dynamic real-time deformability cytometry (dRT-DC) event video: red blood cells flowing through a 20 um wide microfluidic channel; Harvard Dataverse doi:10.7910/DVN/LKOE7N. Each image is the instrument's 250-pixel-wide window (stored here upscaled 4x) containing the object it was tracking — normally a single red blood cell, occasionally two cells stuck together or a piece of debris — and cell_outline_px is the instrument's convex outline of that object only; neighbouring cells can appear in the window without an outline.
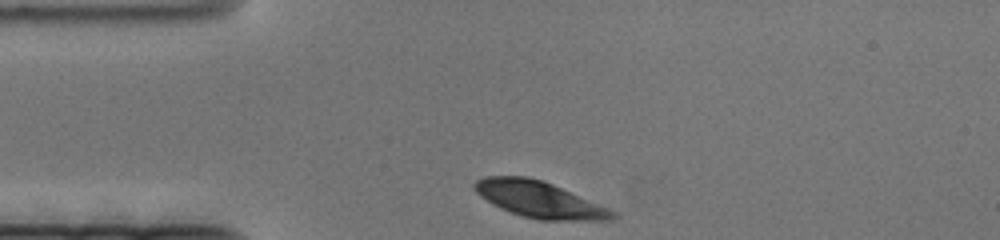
{"species": "human", "species_latin": "Homo sapiens", "temperature_condition": "cold", "stored_images_in_passage": 46, "camera_frame_rate_fps": 3000, "um_per_image_px": 0.085, "donor": {"sex": "female"}, "frame": {"image": 1, "passage_image": 1, "time_ms": 0.0, "image_size_px": [1000, 240], "cell_outline_px": [[620, 216], [612, 220], [540, 220], [524, 216], [500, 208], [492, 204], [480, 196], [472, 188], [472, 184], [476, 180], [484, 176], [528, 176], [552, 184], [608, 208], [616, 212]], "centroid_in_image_um": [45.81, 16.95], "position_along_channel_um": 39.2, "area_um2": 29.02}}
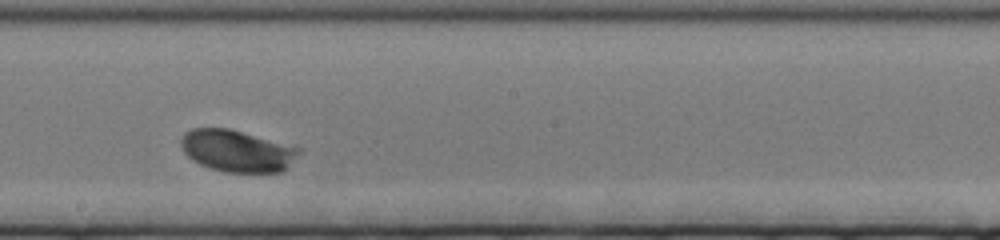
{"frame": {"image": 2, "passage_image": 27, "time_ms": 8.667, "image_size_px": [1000, 240], "cell_outline_px": [[300, 152], [280, 172], [224, 172], [208, 168], [192, 160], [184, 152], [180, 144], [180, 136], [184, 132], [192, 128], [228, 128], [300, 148]], "centroid_in_image_um": [20.06, 12.82], "position_along_channel_um": 228.1, "area_um2": 28.44}}
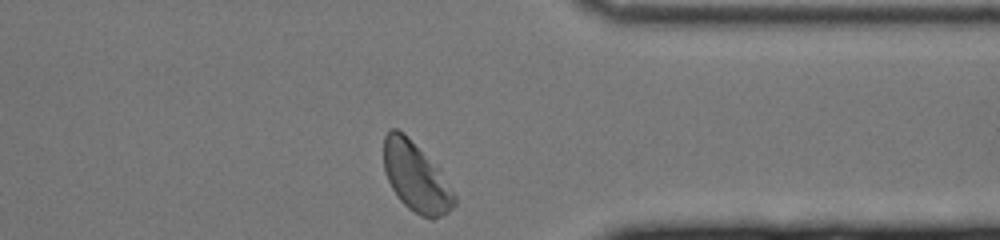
{"frame": {"image": 3, "passage_image": 46, "time_ms": 15.0, "image_size_px": [1000, 240], "cell_outline_px": [[456, 204], [448, 212], [432, 220], [420, 216], [408, 208], [400, 200], [392, 188], [384, 172], [384, 136], [392, 128], [396, 128], [404, 132], [440, 168], [456, 196]], "centroid_in_image_um": [35.37, 15.05], "position_along_channel_um": 376.0, "area_um2": 28.78}}